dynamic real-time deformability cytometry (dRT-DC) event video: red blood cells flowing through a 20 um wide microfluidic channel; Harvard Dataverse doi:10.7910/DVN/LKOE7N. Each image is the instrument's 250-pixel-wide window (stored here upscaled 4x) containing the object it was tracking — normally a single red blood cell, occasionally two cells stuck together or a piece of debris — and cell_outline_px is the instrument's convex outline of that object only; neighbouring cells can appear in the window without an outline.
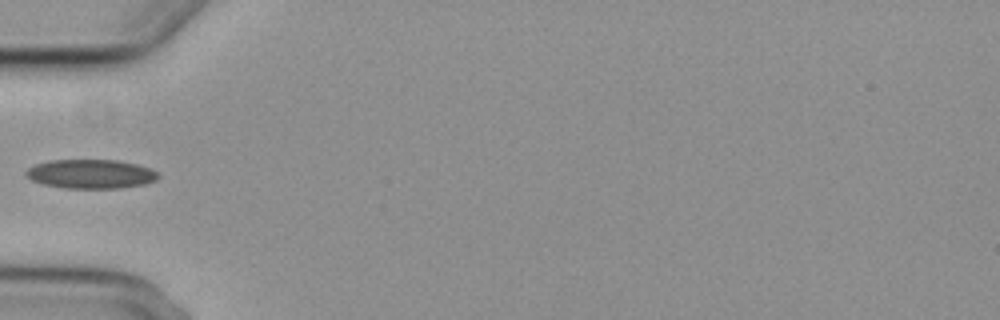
{"species": "common noctule bat (a hibernating species)", "species_latin": "Nyctalus noctula", "temperature_condition": "cold", "stored_images_in_passage": 6, "camera_frame_rate_fps": 3000, "um_per_image_px": 0.085, "animal": {"sex": "female", "body_mass_g": 29.2, "forearm_length_mm": 56.3}, "frame": {"image": 1, "passage_image": 6, "time_ms": 5.667, "image_size_px": [1000, 320], "cell_outline_px": [[160, 176], [156, 180], [144, 184], [120, 188], [64, 188], [44, 184], [32, 180], [24, 176], [24, 172], [28, 168], [36, 164], [52, 160], [116, 160], [136, 164], [152, 168], [160, 172]], "centroid_in_image_um": [7.74, 14.78], "position_along_channel_um": 77.3, "area_um2": 22.54}}